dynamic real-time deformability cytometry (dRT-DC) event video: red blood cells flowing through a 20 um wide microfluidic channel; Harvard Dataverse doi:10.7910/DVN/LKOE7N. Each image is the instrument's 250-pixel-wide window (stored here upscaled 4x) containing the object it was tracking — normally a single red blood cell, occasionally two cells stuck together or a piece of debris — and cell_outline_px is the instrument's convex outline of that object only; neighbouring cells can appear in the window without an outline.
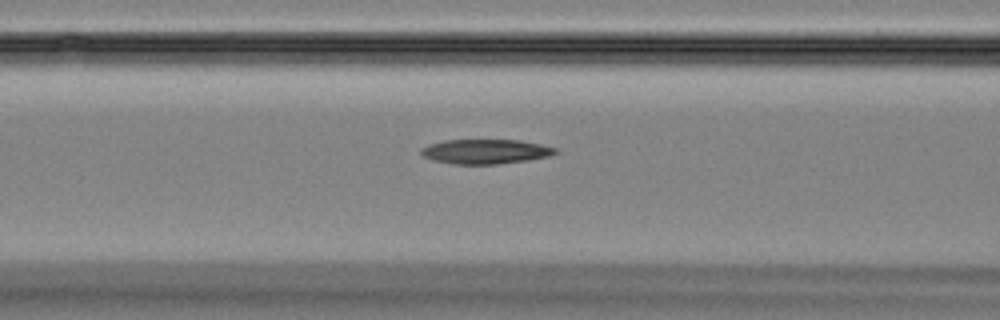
{"species": "Egyptian fruit bat (a non-hibernating species)", "species_latin": "Rousettus aegyptiacus", "temperature_condition": "room temperature", "stored_images_in_passage": 34, "camera_frame_rate_fps": 3000, "um_per_image_px": 0.085, "animal": {"sex": "female"}, "frame": {"image": 1, "passage_image": 7, "time_ms": 2.0, "image_size_px": [1000, 320], "cell_outline_px": [[560, 152], [548, 156], [528, 160], [500, 164], [452, 164], [432, 160], [424, 156], [420, 152], [420, 148], [428, 144], [444, 140], [520, 140], [540, 144], [556, 148]], "centroid_in_image_um": [41.25, 12.88], "position_along_channel_um": 125.3, "area_um2": 19.36}}
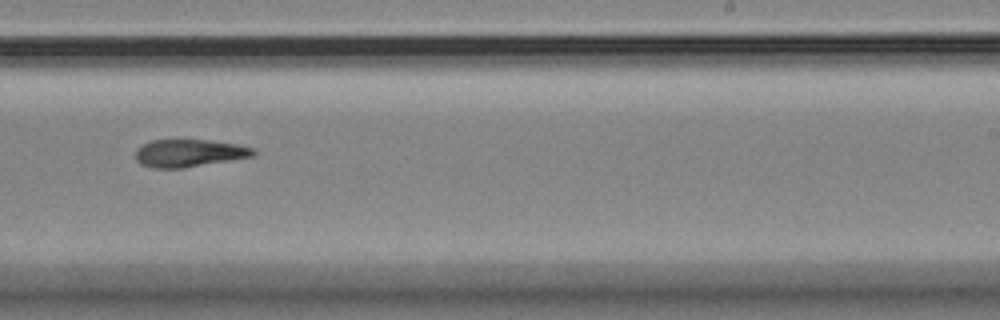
{"frame": {"image": 2, "passage_image": 18, "time_ms": 5.667, "image_size_px": [1000, 320], "cell_outline_px": [[256, 156], [184, 168], [152, 168], [140, 164], [136, 160], [136, 148], [152, 140], [208, 140], [236, 144], [256, 148]], "centroid_in_image_um": [16.1, 13.02], "position_along_channel_um": 272.9, "area_um2": 19.07}}
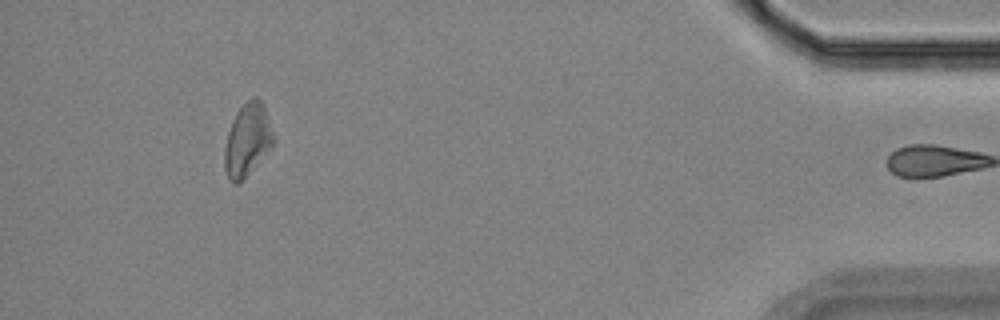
{"frame": {"image": 3, "passage_image": 33, "time_ms": 10.667, "image_size_px": [1000, 320], "cell_outline_px": [[276, 140], [248, 172], [236, 184], [232, 184], [228, 180], [224, 168], [224, 152], [228, 132], [236, 112], [252, 96], [256, 96], [264, 104], [276, 136]], "centroid_in_image_um": [21.04, 11.84], "position_along_channel_um": 414.2, "area_um2": 20.46}}